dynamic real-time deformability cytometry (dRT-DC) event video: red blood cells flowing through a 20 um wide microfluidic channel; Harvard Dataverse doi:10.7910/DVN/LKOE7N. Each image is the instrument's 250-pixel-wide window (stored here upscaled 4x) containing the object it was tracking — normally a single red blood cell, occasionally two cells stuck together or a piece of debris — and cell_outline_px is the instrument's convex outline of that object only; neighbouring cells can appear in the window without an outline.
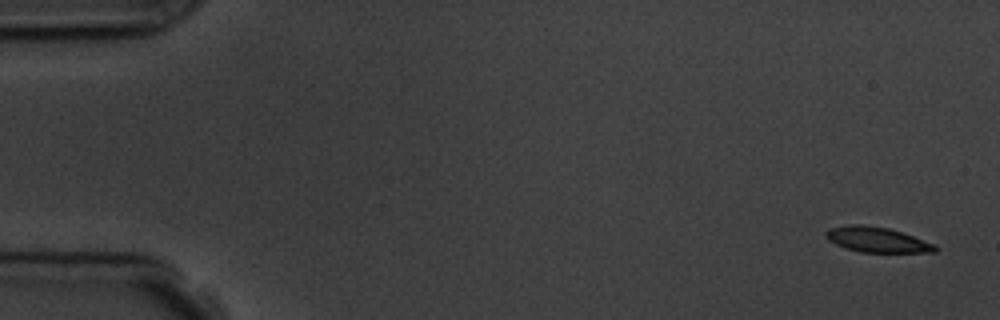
{"species": "common noctule bat (a hibernating species)", "species_latin": "Nyctalus noctula", "temperature_condition": "room temperature", "stored_images_in_passage": 6, "segment_of_instrument_passage": [1, 2], "camera_frame_rate_fps": 3000, "um_per_image_px": 0.085, "animal": {"sex": "male", "body_mass_g": 19.5, "forearm_length_mm": 54.6}, "frame": {"image": 1, "passage_image": 1, "time_ms": 0.0, "image_size_px": [1000, 320], "cell_outline_px": [[936, 252], [860, 252], [844, 248], [828, 240], [824, 236], [824, 232], [828, 228], [848, 224], [860, 224], [888, 228], [936, 244]], "centroid_in_image_um": [74.48, 20.37], "position_along_channel_um": 10.5, "area_um2": 16.07}}